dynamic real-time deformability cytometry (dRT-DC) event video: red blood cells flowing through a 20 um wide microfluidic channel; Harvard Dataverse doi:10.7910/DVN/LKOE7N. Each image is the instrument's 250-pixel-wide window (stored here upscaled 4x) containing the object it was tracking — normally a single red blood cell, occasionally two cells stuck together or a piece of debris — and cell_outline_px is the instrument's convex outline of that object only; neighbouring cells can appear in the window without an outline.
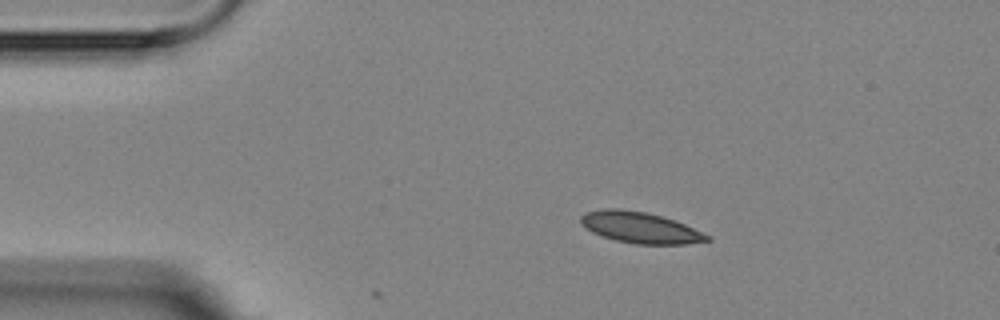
{"species": "Egyptian fruit bat (a non-hibernating species)", "species_latin": "Rousettus aegyptiacus", "temperature_condition": "room temperature", "stored_images_in_passage": 14, "camera_frame_rate_fps": 3000, "um_per_image_px": 0.085, "animal": {"sex": "female"}, "frame": {"image": 1, "passage_image": 1, "time_ms": 0.0, "image_size_px": [1000, 320], "cell_outline_px": [[712, 240], [688, 244], [636, 244], [616, 240], [592, 232], [584, 228], [580, 224], [580, 216], [584, 212], [604, 208], [620, 208], [644, 212], [660, 216], [684, 224], [712, 236]], "centroid_in_image_um": [54.39, 19.34], "position_along_channel_um": 30.6, "area_um2": 22.95}}
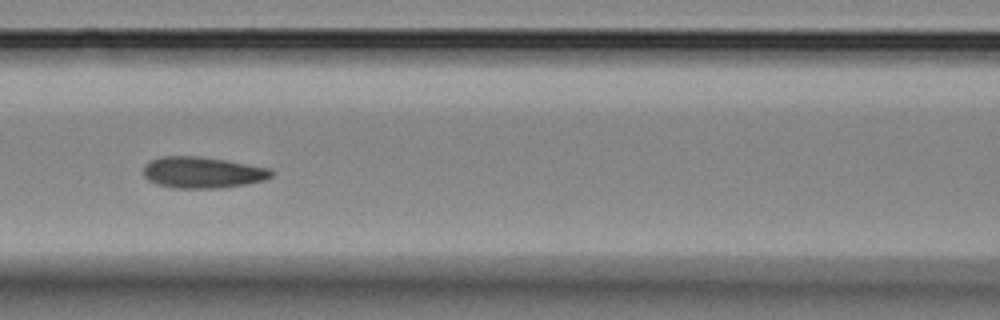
{"frame": {"image": 2, "passage_image": 5, "time_ms": 4.667, "image_size_px": [1000, 320], "cell_outline_px": [[276, 172], [272, 176], [264, 180], [248, 184], [220, 188], [172, 188], [156, 184], [148, 180], [144, 176], [144, 164], [148, 160], [160, 156], [196, 156], [224, 160], [272, 168]], "centroid_in_image_um": [17.21, 14.66], "position_along_channel_um": 149.4, "area_um2": 23.64}}
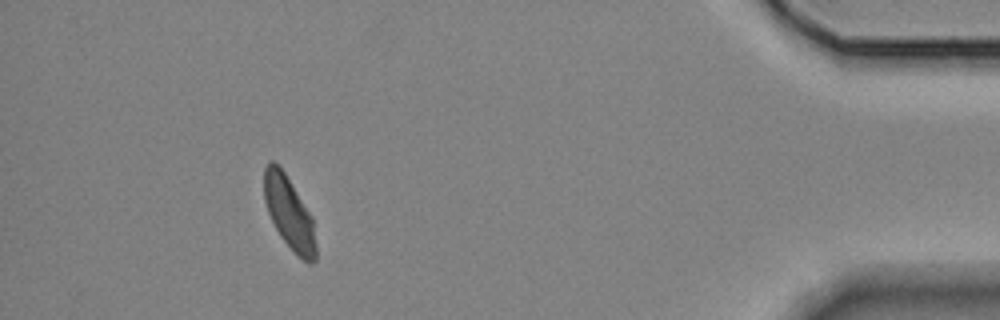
{"frame": {"image": 3, "passage_image": 13, "time_ms": 13.667, "image_size_px": [1000, 320], "cell_outline_px": [[316, 260], [312, 264], [308, 264], [296, 256], [280, 236], [268, 212], [264, 200], [264, 168], [272, 160], [284, 172], [312, 216], [316, 244]], "centroid_in_image_um": [24.6, 18.17], "position_along_channel_um": 410.6, "area_um2": 21.79}}